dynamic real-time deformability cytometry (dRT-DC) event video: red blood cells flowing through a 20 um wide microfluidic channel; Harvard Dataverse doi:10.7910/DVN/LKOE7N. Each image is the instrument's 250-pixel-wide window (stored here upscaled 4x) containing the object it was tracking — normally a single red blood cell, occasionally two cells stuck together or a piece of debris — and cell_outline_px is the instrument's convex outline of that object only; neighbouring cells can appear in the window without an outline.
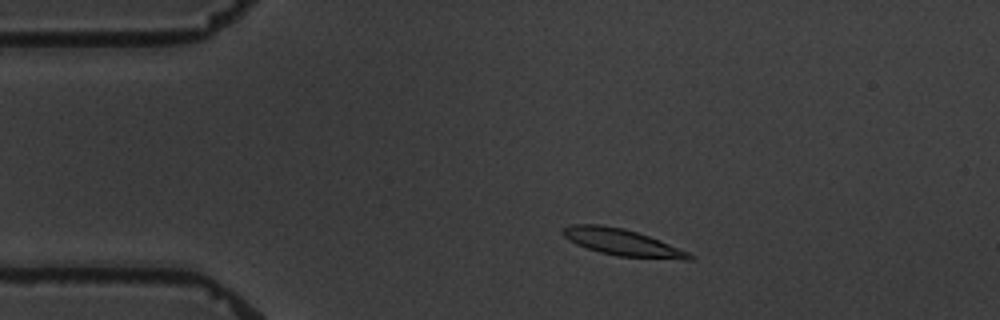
{"species": "common noctule bat (a hibernating species)", "species_latin": "Nyctalus noctula", "temperature_condition": "warm", "stored_images_in_passage": 5, "camera_frame_rate_fps": 3000, "um_per_image_px": 0.085, "animal": {"sex": "male", "body_mass_g": 19.5, "forearm_length_mm": 54.6}, "frame": {"image": 1, "passage_image": 2, "time_ms": 1.667, "image_size_px": [1000, 320], "cell_outline_px": [[696, 256], [692, 260], [684, 260], [616, 256], [600, 252], [576, 244], [568, 240], [564, 236], [564, 228], [572, 224], [600, 224], [624, 228], [660, 240], [688, 252]], "centroid_in_image_um": [52.93, 20.61], "position_along_channel_um": 32.1, "area_um2": 19.59}}
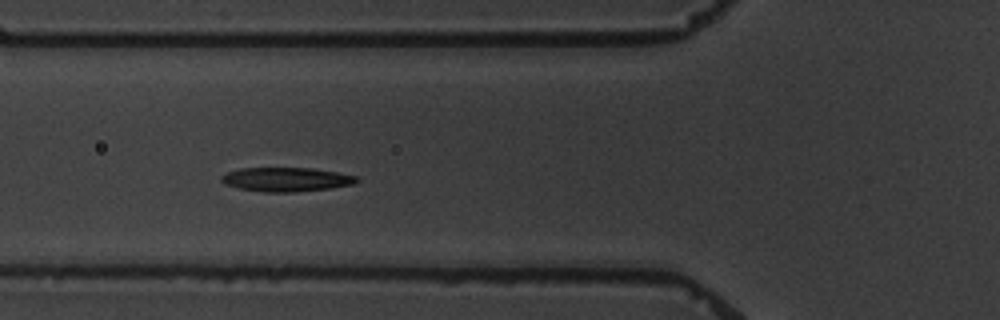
{"frame": {"image": 2, "passage_image": 4, "time_ms": 5.0, "image_size_px": [1000, 320], "cell_outline_px": [[360, 180], [352, 184], [328, 188], [296, 192], [264, 192], [240, 188], [224, 184], [220, 180], [220, 176], [228, 172], [240, 168], [312, 168], [336, 172], [356, 176]], "centroid_in_image_um": [24.3, 15.25], "position_along_channel_um": 101.5, "area_um2": 18.84}}
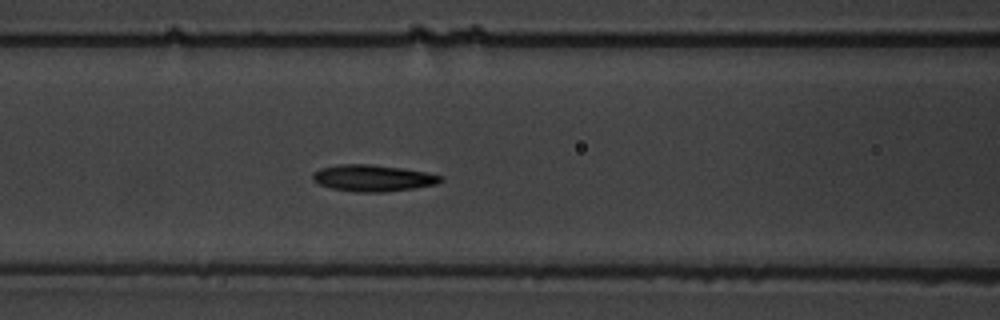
{"frame": {"image": 3, "passage_image": 5, "time_ms": 6.0, "image_size_px": [1000, 320], "cell_outline_px": [[444, 180], [436, 184], [412, 188], [384, 192], [356, 192], [332, 188], [320, 184], [312, 180], [312, 172], [320, 168], [340, 164], [372, 164], [428, 172], [444, 176]], "centroid_in_image_um": [31.7, 15.13], "position_along_channel_um": 134.9, "area_um2": 19.83}}